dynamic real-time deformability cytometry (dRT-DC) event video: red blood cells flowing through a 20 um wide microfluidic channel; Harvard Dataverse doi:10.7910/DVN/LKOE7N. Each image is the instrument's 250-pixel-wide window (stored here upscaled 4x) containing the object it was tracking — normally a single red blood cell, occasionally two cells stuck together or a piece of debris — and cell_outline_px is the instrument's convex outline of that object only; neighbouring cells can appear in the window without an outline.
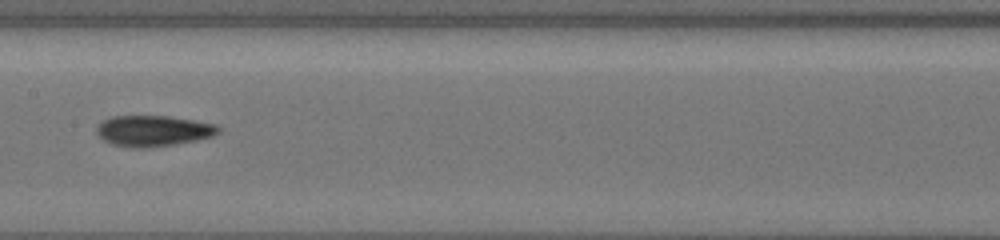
{"species": "common noctule bat (a hibernating species)", "species_latin": "Nyctalus noctula", "temperature_condition": "cold", "stored_images_in_passage": 20, "camera_frame_rate_fps": 3000, "um_per_image_px": 0.085, "animal": {"sex": "female", "body_mass_g": 19.5, "forearm_length_mm": 54.1}, "frame": {"image": 1, "passage_image": 9, "time_ms": 4.667, "image_size_px": [1000, 240], "cell_outline_px": [[220, 132], [212, 136], [196, 140], [172, 144], [144, 148], [132, 148], [112, 144], [104, 140], [96, 132], [96, 124], [112, 116], [168, 116], [216, 124], [220, 128]], "centroid_in_image_um": [13.0, 11.12], "position_along_channel_um": 194.4, "area_um2": 21.79}}